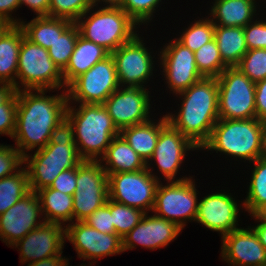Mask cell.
<instances>
[{
	"label": "cell",
	"instance_id": "cell-38",
	"mask_svg": "<svg viewBox=\"0 0 266 266\" xmlns=\"http://www.w3.org/2000/svg\"><path fill=\"white\" fill-rule=\"evenodd\" d=\"M252 82L266 78V49L248 50L236 66Z\"/></svg>",
	"mask_w": 266,
	"mask_h": 266
},
{
	"label": "cell",
	"instance_id": "cell-16",
	"mask_svg": "<svg viewBox=\"0 0 266 266\" xmlns=\"http://www.w3.org/2000/svg\"><path fill=\"white\" fill-rule=\"evenodd\" d=\"M65 239L73 244L79 258L95 261L123 252L122 238L115 233H102L85 221L65 226Z\"/></svg>",
	"mask_w": 266,
	"mask_h": 266
},
{
	"label": "cell",
	"instance_id": "cell-48",
	"mask_svg": "<svg viewBox=\"0 0 266 266\" xmlns=\"http://www.w3.org/2000/svg\"><path fill=\"white\" fill-rule=\"evenodd\" d=\"M69 259L63 258L62 253L57 256L42 259L36 262L29 263L27 266H68Z\"/></svg>",
	"mask_w": 266,
	"mask_h": 266
},
{
	"label": "cell",
	"instance_id": "cell-53",
	"mask_svg": "<svg viewBox=\"0 0 266 266\" xmlns=\"http://www.w3.org/2000/svg\"><path fill=\"white\" fill-rule=\"evenodd\" d=\"M258 214L264 219L266 220V206H264L259 212Z\"/></svg>",
	"mask_w": 266,
	"mask_h": 266
},
{
	"label": "cell",
	"instance_id": "cell-24",
	"mask_svg": "<svg viewBox=\"0 0 266 266\" xmlns=\"http://www.w3.org/2000/svg\"><path fill=\"white\" fill-rule=\"evenodd\" d=\"M149 120L147 122L129 126L120 130L119 134L131 146V148L147 163L152 157L157 145L160 131L169 123L167 116L158 123Z\"/></svg>",
	"mask_w": 266,
	"mask_h": 266
},
{
	"label": "cell",
	"instance_id": "cell-19",
	"mask_svg": "<svg viewBox=\"0 0 266 266\" xmlns=\"http://www.w3.org/2000/svg\"><path fill=\"white\" fill-rule=\"evenodd\" d=\"M198 201L195 221L223 237L237 229L239 204L231 193L215 192Z\"/></svg>",
	"mask_w": 266,
	"mask_h": 266
},
{
	"label": "cell",
	"instance_id": "cell-44",
	"mask_svg": "<svg viewBox=\"0 0 266 266\" xmlns=\"http://www.w3.org/2000/svg\"><path fill=\"white\" fill-rule=\"evenodd\" d=\"M77 167L61 172L49 188L72 195L76 190Z\"/></svg>",
	"mask_w": 266,
	"mask_h": 266
},
{
	"label": "cell",
	"instance_id": "cell-46",
	"mask_svg": "<svg viewBox=\"0 0 266 266\" xmlns=\"http://www.w3.org/2000/svg\"><path fill=\"white\" fill-rule=\"evenodd\" d=\"M19 7V0H0V17L6 18L14 25H19L22 19H14L11 14L12 11L19 9Z\"/></svg>",
	"mask_w": 266,
	"mask_h": 266
},
{
	"label": "cell",
	"instance_id": "cell-36",
	"mask_svg": "<svg viewBox=\"0 0 266 266\" xmlns=\"http://www.w3.org/2000/svg\"><path fill=\"white\" fill-rule=\"evenodd\" d=\"M98 6L94 0H50L49 17L63 18L75 23L87 10Z\"/></svg>",
	"mask_w": 266,
	"mask_h": 266
},
{
	"label": "cell",
	"instance_id": "cell-29",
	"mask_svg": "<svg viewBox=\"0 0 266 266\" xmlns=\"http://www.w3.org/2000/svg\"><path fill=\"white\" fill-rule=\"evenodd\" d=\"M214 39L227 67H236L248 51L244 27L215 26Z\"/></svg>",
	"mask_w": 266,
	"mask_h": 266
},
{
	"label": "cell",
	"instance_id": "cell-51",
	"mask_svg": "<svg viewBox=\"0 0 266 266\" xmlns=\"http://www.w3.org/2000/svg\"><path fill=\"white\" fill-rule=\"evenodd\" d=\"M14 24L6 18L0 17V38H2Z\"/></svg>",
	"mask_w": 266,
	"mask_h": 266
},
{
	"label": "cell",
	"instance_id": "cell-11",
	"mask_svg": "<svg viewBox=\"0 0 266 266\" xmlns=\"http://www.w3.org/2000/svg\"><path fill=\"white\" fill-rule=\"evenodd\" d=\"M108 199V175L100 160H83L77 166L73 194V221H85ZM75 219V220H74Z\"/></svg>",
	"mask_w": 266,
	"mask_h": 266
},
{
	"label": "cell",
	"instance_id": "cell-8",
	"mask_svg": "<svg viewBox=\"0 0 266 266\" xmlns=\"http://www.w3.org/2000/svg\"><path fill=\"white\" fill-rule=\"evenodd\" d=\"M217 80L219 119L256 118L254 82L237 67H227Z\"/></svg>",
	"mask_w": 266,
	"mask_h": 266
},
{
	"label": "cell",
	"instance_id": "cell-45",
	"mask_svg": "<svg viewBox=\"0 0 266 266\" xmlns=\"http://www.w3.org/2000/svg\"><path fill=\"white\" fill-rule=\"evenodd\" d=\"M256 118L266 123V78L255 83Z\"/></svg>",
	"mask_w": 266,
	"mask_h": 266
},
{
	"label": "cell",
	"instance_id": "cell-6",
	"mask_svg": "<svg viewBox=\"0 0 266 266\" xmlns=\"http://www.w3.org/2000/svg\"><path fill=\"white\" fill-rule=\"evenodd\" d=\"M263 124L257 118L218 119L201 149L253 162L260 157Z\"/></svg>",
	"mask_w": 266,
	"mask_h": 266
},
{
	"label": "cell",
	"instance_id": "cell-39",
	"mask_svg": "<svg viewBox=\"0 0 266 266\" xmlns=\"http://www.w3.org/2000/svg\"><path fill=\"white\" fill-rule=\"evenodd\" d=\"M162 0H118L117 4L139 25L152 20Z\"/></svg>",
	"mask_w": 266,
	"mask_h": 266
},
{
	"label": "cell",
	"instance_id": "cell-27",
	"mask_svg": "<svg viewBox=\"0 0 266 266\" xmlns=\"http://www.w3.org/2000/svg\"><path fill=\"white\" fill-rule=\"evenodd\" d=\"M72 21L49 16L35 17L30 22H22L19 26L23 29L25 37L45 49H49L58 37L72 24Z\"/></svg>",
	"mask_w": 266,
	"mask_h": 266
},
{
	"label": "cell",
	"instance_id": "cell-26",
	"mask_svg": "<svg viewBox=\"0 0 266 266\" xmlns=\"http://www.w3.org/2000/svg\"><path fill=\"white\" fill-rule=\"evenodd\" d=\"M105 162L103 169L107 175L121 172H135L147 168V163L141 158L119 134L108 146L105 155L100 159Z\"/></svg>",
	"mask_w": 266,
	"mask_h": 266
},
{
	"label": "cell",
	"instance_id": "cell-2",
	"mask_svg": "<svg viewBox=\"0 0 266 266\" xmlns=\"http://www.w3.org/2000/svg\"><path fill=\"white\" fill-rule=\"evenodd\" d=\"M177 95L181 108L177 115L166 114L168 122L201 150L219 119L218 80L204 77Z\"/></svg>",
	"mask_w": 266,
	"mask_h": 266
},
{
	"label": "cell",
	"instance_id": "cell-35",
	"mask_svg": "<svg viewBox=\"0 0 266 266\" xmlns=\"http://www.w3.org/2000/svg\"><path fill=\"white\" fill-rule=\"evenodd\" d=\"M215 25L211 18L199 19L186 28L177 40L192 52L214 38Z\"/></svg>",
	"mask_w": 266,
	"mask_h": 266
},
{
	"label": "cell",
	"instance_id": "cell-5",
	"mask_svg": "<svg viewBox=\"0 0 266 266\" xmlns=\"http://www.w3.org/2000/svg\"><path fill=\"white\" fill-rule=\"evenodd\" d=\"M105 5L94 13L87 10L75 23L82 37L111 54L137 35L138 24L117 3Z\"/></svg>",
	"mask_w": 266,
	"mask_h": 266
},
{
	"label": "cell",
	"instance_id": "cell-37",
	"mask_svg": "<svg viewBox=\"0 0 266 266\" xmlns=\"http://www.w3.org/2000/svg\"><path fill=\"white\" fill-rule=\"evenodd\" d=\"M111 214L115 234L122 238L141 221L145 212L111 200Z\"/></svg>",
	"mask_w": 266,
	"mask_h": 266
},
{
	"label": "cell",
	"instance_id": "cell-28",
	"mask_svg": "<svg viewBox=\"0 0 266 266\" xmlns=\"http://www.w3.org/2000/svg\"><path fill=\"white\" fill-rule=\"evenodd\" d=\"M25 36L19 25H14L0 38V82L10 84L16 91L19 49Z\"/></svg>",
	"mask_w": 266,
	"mask_h": 266
},
{
	"label": "cell",
	"instance_id": "cell-32",
	"mask_svg": "<svg viewBox=\"0 0 266 266\" xmlns=\"http://www.w3.org/2000/svg\"><path fill=\"white\" fill-rule=\"evenodd\" d=\"M251 181L247 192V197L242 203L245 211L252 214L258 213L266 206V160L258 158L252 162Z\"/></svg>",
	"mask_w": 266,
	"mask_h": 266
},
{
	"label": "cell",
	"instance_id": "cell-13",
	"mask_svg": "<svg viewBox=\"0 0 266 266\" xmlns=\"http://www.w3.org/2000/svg\"><path fill=\"white\" fill-rule=\"evenodd\" d=\"M139 33L111 53L120 87H146L153 74L154 61ZM127 84V85H126Z\"/></svg>",
	"mask_w": 266,
	"mask_h": 266
},
{
	"label": "cell",
	"instance_id": "cell-23",
	"mask_svg": "<svg viewBox=\"0 0 266 266\" xmlns=\"http://www.w3.org/2000/svg\"><path fill=\"white\" fill-rule=\"evenodd\" d=\"M110 53L102 46L89 41L80 34L66 68L62 71L64 90L79 75L104 60Z\"/></svg>",
	"mask_w": 266,
	"mask_h": 266
},
{
	"label": "cell",
	"instance_id": "cell-42",
	"mask_svg": "<svg viewBox=\"0 0 266 266\" xmlns=\"http://www.w3.org/2000/svg\"><path fill=\"white\" fill-rule=\"evenodd\" d=\"M85 222L92 228L102 233H115L111 214V199H107L106 203L95 210Z\"/></svg>",
	"mask_w": 266,
	"mask_h": 266
},
{
	"label": "cell",
	"instance_id": "cell-33",
	"mask_svg": "<svg viewBox=\"0 0 266 266\" xmlns=\"http://www.w3.org/2000/svg\"><path fill=\"white\" fill-rule=\"evenodd\" d=\"M194 56L197 69L205 78H218L227 68L214 38L195 51Z\"/></svg>",
	"mask_w": 266,
	"mask_h": 266
},
{
	"label": "cell",
	"instance_id": "cell-40",
	"mask_svg": "<svg viewBox=\"0 0 266 266\" xmlns=\"http://www.w3.org/2000/svg\"><path fill=\"white\" fill-rule=\"evenodd\" d=\"M17 91L0 105V135L13 137L16 127Z\"/></svg>",
	"mask_w": 266,
	"mask_h": 266
},
{
	"label": "cell",
	"instance_id": "cell-49",
	"mask_svg": "<svg viewBox=\"0 0 266 266\" xmlns=\"http://www.w3.org/2000/svg\"><path fill=\"white\" fill-rule=\"evenodd\" d=\"M251 216H253L255 220H259L257 222H260L256 226L252 227V229L254 230V232L258 236L260 243L266 250V220H264L258 213L252 214Z\"/></svg>",
	"mask_w": 266,
	"mask_h": 266
},
{
	"label": "cell",
	"instance_id": "cell-10",
	"mask_svg": "<svg viewBox=\"0 0 266 266\" xmlns=\"http://www.w3.org/2000/svg\"><path fill=\"white\" fill-rule=\"evenodd\" d=\"M192 177H183L168 181L167 185L159 182L152 212L177 224L181 229L186 221H195L198 208V196Z\"/></svg>",
	"mask_w": 266,
	"mask_h": 266
},
{
	"label": "cell",
	"instance_id": "cell-52",
	"mask_svg": "<svg viewBox=\"0 0 266 266\" xmlns=\"http://www.w3.org/2000/svg\"><path fill=\"white\" fill-rule=\"evenodd\" d=\"M259 158L266 160V123L263 124V129L261 133V151Z\"/></svg>",
	"mask_w": 266,
	"mask_h": 266
},
{
	"label": "cell",
	"instance_id": "cell-12",
	"mask_svg": "<svg viewBox=\"0 0 266 266\" xmlns=\"http://www.w3.org/2000/svg\"><path fill=\"white\" fill-rule=\"evenodd\" d=\"M119 87L115 62L110 54L67 86V99L78 104H103Z\"/></svg>",
	"mask_w": 266,
	"mask_h": 266
},
{
	"label": "cell",
	"instance_id": "cell-18",
	"mask_svg": "<svg viewBox=\"0 0 266 266\" xmlns=\"http://www.w3.org/2000/svg\"><path fill=\"white\" fill-rule=\"evenodd\" d=\"M65 226L44 222L13 245L20 251L21 263H32L63 253ZM20 248H19V247Z\"/></svg>",
	"mask_w": 266,
	"mask_h": 266
},
{
	"label": "cell",
	"instance_id": "cell-15",
	"mask_svg": "<svg viewBox=\"0 0 266 266\" xmlns=\"http://www.w3.org/2000/svg\"><path fill=\"white\" fill-rule=\"evenodd\" d=\"M159 58L168 88L175 95L204 78L197 69L194 52L177 39L164 46Z\"/></svg>",
	"mask_w": 266,
	"mask_h": 266
},
{
	"label": "cell",
	"instance_id": "cell-17",
	"mask_svg": "<svg viewBox=\"0 0 266 266\" xmlns=\"http://www.w3.org/2000/svg\"><path fill=\"white\" fill-rule=\"evenodd\" d=\"M36 192L31 191L0 215V239L12 247L45 221ZM37 218L39 221H37Z\"/></svg>",
	"mask_w": 266,
	"mask_h": 266
},
{
	"label": "cell",
	"instance_id": "cell-22",
	"mask_svg": "<svg viewBox=\"0 0 266 266\" xmlns=\"http://www.w3.org/2000/svg\"><path fill=\"white\" fill-rule=\"evenodd\" d=\"M181 230L174 222L145 213L141 221L122 237L123 252L132 250L138 244L150 250L166 247L178 237Z\"/></svg>",
	"mask_w": 266,
	"mask_h": 266
},
{
	"label": "cell",
	"instance_id": "cell-41",
	"mask_svg": "<svg viewBox=\"0 0 266 266\" xmlns=\"http://www.w3.org/2000/svg\"><path fill=\"white\" fill-rule=\"evenodd\" d=\"M23 163L24 157L15 146L0 144V179L17 172Z\"/></svg>",
	"mask_w": 266,
	"mask_h": 266
},
{
	"label": "cell",
	"instance_id": "cell-30",
	"mask_svg": "<svg viewBox=\"0 0 266 266\" xmlns=\"http://www.w3.org/2000/svg\"><path fill=\"white\" fill-rule=\"evenodd\" d=\"M40 200L42 218L45 222L64 224L73 223V196L49 187L36 192Z\"/></svg>",
	"mask_w": 266,
	"mask_h": 266
},
{
	"label": "cell",
	"instance_id": "cell-21",
	"mask_svg": "<svg viewBox=\"0 0 266 266\" xmlns=\"http://www.w3.org/2000/svg\"><path fill=\"white\" fill-rule=\"evenodd\" d=\"M249 227L234 229L221 239V257L230 266H266V250Z\"/></svg>",
	"mask_w": 266,
	"mask_h": 266
},
{
	"label": "cell",
	"instance_id": "cell-3",
	"mask_svg": "<svg viewBox=\"0 0 266 266\" xmlns=\"http://www.w3.org/2000/svg\"><path fill=\"white\" fill-rule=\"evenodd\" d=\"M65 128L83 160H100L120 132L103 104H80L76 109L68 102Z\"/></svg>",
	"mask_w": 266,
	"mask_h": 266
},
{
	"label": "cell",
	"instance_id": "cell-9",
	"mask_svg": "<svg viewBox=\"0 0 266 266\" xmlns=\"http://www.w3.org/2000/svg\"><path fill=\"white\" fill-rule=\"evenodd\" d=\"M150 166L151 163H147L143 170L108 175V198L145 213L152 211L160 178L154 175Z\"/></svg>",
	"mask_w": 266,
	"mask_h": 266
},
{
	"label": "cell",
	"instance_id": "cell-20",
	"mask_svg": "<svg viewBox=\"0 0 266 266\" xmlns=\"http://www.w3.org/2000/svg\"><path fill=\"white\" fill-rule=\"evenodd\" d=\"M199 150L188 138L168 123L159 134V139L150 161H155L156 166L163 174L166 181H174L180 166L186 159L187 151Z\"/></svg>",
	"mask_w": 266,
	"mask_h": 266
},
{
	"label": "cell",
	"instance_id": "cell-7",
	"mask_svg": "<svg viewBox=\"0 0 266 266\" xmlns=\"http://www.w3.org/2000/svg\"><path fill=\"white\" fill-rule=\"evenodd\" d=\"M16 80H20L16 81V91L23 86V90H56L64 87L62 72L50 58L48 50L25 36L19 49Z\"/></svg>",
	"mask_w": 266,
	"mask_h": 266
},
{
	"label": "cell",
	"instance_id": "cell-43",
	"mask_svg": "<svg viewBox=\"0 0 266 266\" xmlns=\"http://www.w3.org/2000/svg\"><path fill=\"white\" fill-rule=\"evenodd\" d=\"M244 35L248 50L266 49V21H251L244 27Z\"/></svg>",
	"mask_w": 266,
	"mask_h": 266
},
{
	"label": "cell",
	"instance_id": "cell-31",
	"mask_svg": "<svg viewBox=\"0 0 266 266\" xmlns=\"http://www.w3.org/2000/svg\"><path fill=\"white\" fill-rule=\"evenodd\" d=\"M31 192L26 167L0 179V215Z\"/></svg>",
	"mask_w": 266,
	"mask_h": 266
},
{
	"label": "cell",
	"instance_id": "cell-1",
	"mask_svg": "<svg viewBox=\"0 0 266 266\" xmlns=\"http://www.w3.org/2000/svg\"><path fill=\"white\" fill-rule=\"evenodd\" d=\"M45 92L48 90L17 91L16 127L12 138L23 157L29 150L44 148L65 128L67 92L55 96H46Z\"/></svg>",
	"mask_w": 266,
	"mask_h": 266
},
{
	"label": "cell",
	"instance_id": "cell-4",
	"mask_svg": "<svg viewBox=\"0 0 266 266\" xmlns=\"http://www.w3.org/2000/svg\"><path fill=\"white\" fill-rule=\"evenodd\" d=\"M82 161L72 134L64 128L33 156L24 157L31 191L49 187L61 172L77 167Z\"/></svg>",
	"mask_w": 266,
	"mask_h": 266
},
{
	"label": "cell",
	"instance_id": "cell-14",
	"mask_svg": "<svg viewBox=\"0 0 266 266\" xmlns=\"http://www.w3.org/2000/svg\"><path fill=\"white\" fill-rule=\"evenodd\" d=\"M149 90L143 87H119L103 103L114 125L123 128L149 121Z\"/></svg>",
	"mask_w": 266,
	"mask_h": 266
},
{
	"label": "cell",
	"instance_id": "cell-25",
	"mask_svg": "<svg viewBox=\"0 0 266 266\" xmlns=\"http://www.w3.org/2000/svg\"><path fill=\"white\" fill-rule=\"evenodd\" d=\"M211 21L215 26L245 27L256 16L255 0H214Z\"/></svg>",
	"mask_w": 266,
	"mask_h": 266
},
{
	"label": "cell",
	"instance_id": "cell-34",
	"mask_svg": "<svg viewBox=\"0 0 266 266\" xmlns=\"http://www.w3.org/2000/svg\"><path fill=\"white\" fill-rule=\"evenodd\" d=\"M80 32L76 23H72L48 49L50 58L62 72L74 51Z\"/></svg>",
	"mask_w": 266,
	"mask_h": 266
},
{
	"label": "cell",
	"instance_id": "cell-54",
	"mask_svg": "<svg viewBox=\"0 0 266 266\" xmlns=\"http://www.w3.org/2000/svg\"><path fill=\"white\" fill-rule=\"evenodd\" d=\"M95 3L105 2V3H117L118 0H94Z\"/></svg>",
	"mask_w": 266,
	"mask_h": 266
},
{
	"label": "cell",
	"instance_id": "cell-47",
	"mask_svg": "<svg viewBox=\"0 0 266 266\" xmlns=\"http://www.w3.org/2000/svg\"><path fill=\"white\" fill-rule=\"evenodd\" d=\"M20 7L22 5L28 6L31 10L35 12L37 17L49 16V6L50 0H19Z\"/></svg>",
	"mask_w": 266,
	"mask_h": 266
},
{
	"label": "cell",
	"instance_id": "cell-50",
	"mask_svg": "<svg viewBox=\"0 0 266 266\" xmlns=\"http://www.w3.org/2000/svg\"><path fill=\"white\" fill-rule=\"evenodd\" d=\"M14 92L15 89L12 85L0 82V105H2Z\"/></svg>",
	"mask_w": 266,
	"mask_h": 266
}]
</instances>
